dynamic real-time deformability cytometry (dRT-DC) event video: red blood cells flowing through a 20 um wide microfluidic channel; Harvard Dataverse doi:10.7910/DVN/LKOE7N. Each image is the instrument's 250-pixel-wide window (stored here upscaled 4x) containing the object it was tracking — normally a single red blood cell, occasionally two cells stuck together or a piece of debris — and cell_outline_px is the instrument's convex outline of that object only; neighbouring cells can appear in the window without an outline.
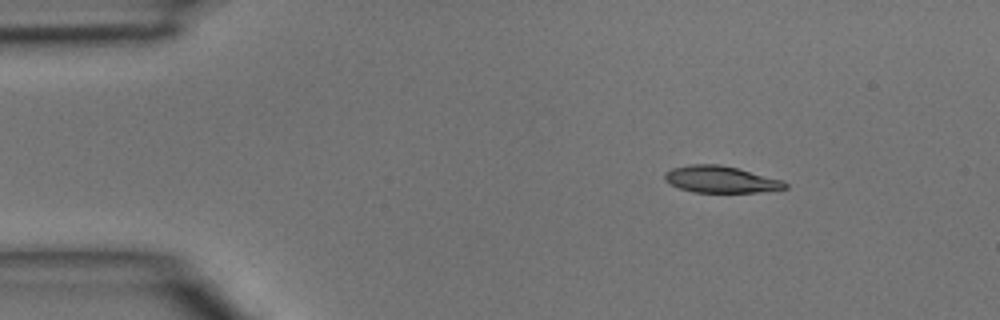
{"species": "common noctule bat (a hibernating species)", "species_latin": "Nyctalus noctula", "temperature_condition": "room temperature", "stored_images_in_passage": 40, "camera_frame_rate_fps": 3000, "um_per_image_px": 0.085, "animal": {"sex": "male", "body_mass_g": 15.6}, "frame": {"image": 1, "passage_image": 1, "time_ms": 0.0, "image_size_px": [1000, 320], "cell_outline_px": [[788, 188], [760, 192], [692, 192], [680, 188], [664, 180], [664, 172], [672, 168], [688, 164], [720, 164], [784, 180], [788, 184]], "centroid_in_image_um": [61.27, 15.24], "position_along_channel_um": 23.7, "area_um2": 18.79}}
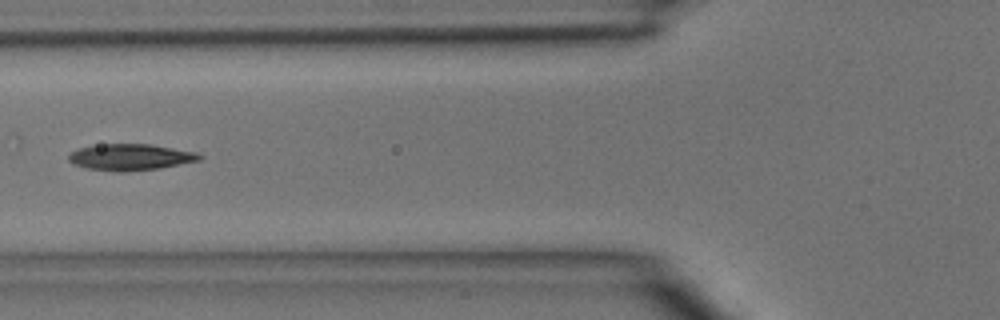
{"frame": {"image": 2, "passage_image": 12, "time_ms": 3.667, "image_size_px": [1000, 320], "cell_outline_px": [[204, 156], [200, 160], [160, 168], [124, 172], [116, 172], [88, 168], [72, 164], [68, 160], [68, 156], [72, 152], [80, 148], [100, 144], [148, 144], [196, 152]], "centroid_in_image_um": [11.08, 13.36], "position_along_channel_um": 114.7, "area_um2": 20.0}}
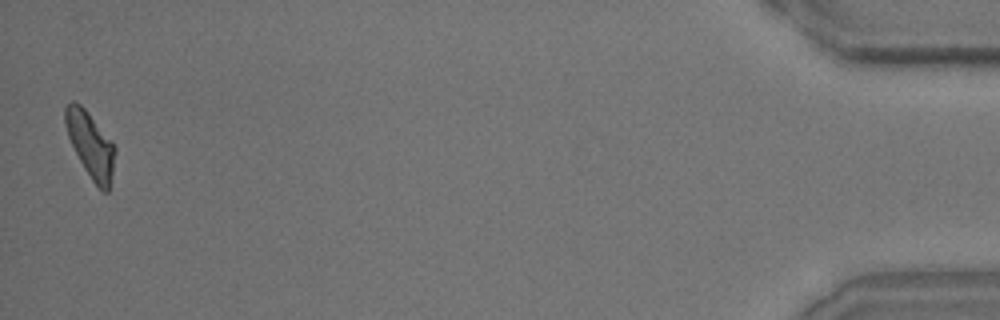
{"frame": {"image": 3, "passage_image": 40, "time_ms": 13.0, "image_size_px": [1000, 320], "cell_outline_px": [[116, 152], [108, 192], [104, 192], [92, 180], [84, 168], [68, 136], [64, 124], [64, 108], [72, 100], [80, 104], [88, 112], [116, 148]], "centroid_in_image_um": [7.67, 12.28], "position_along_channel_um": 427.5, "area_um2": 18.55}}